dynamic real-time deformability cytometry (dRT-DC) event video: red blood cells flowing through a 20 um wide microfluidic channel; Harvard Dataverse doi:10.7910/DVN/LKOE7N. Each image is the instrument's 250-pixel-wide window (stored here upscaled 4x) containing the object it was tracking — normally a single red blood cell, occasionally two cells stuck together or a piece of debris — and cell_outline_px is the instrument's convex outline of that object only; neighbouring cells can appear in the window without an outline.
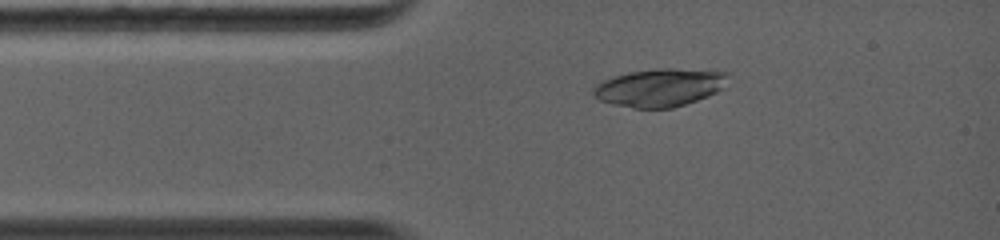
{"species": "common noctule bat (a hibernating species)", "species_latin": "Nyctalus noctula", "temperature_condition": "warm", "stored_images_in_passage": 2, "camera_frame_rate_fps": 5000, "um_per_image_px": 0.085, "animal": {"sex": "female", "body_mass_g": 19.0, "forearm_length_mm": 56.7}, "frame": {"image": 1, "passage_image": 1, "time_ms": 0.0, "image_size_px": [1000, 240], "cell_outline_px": [[732, 72], [720, 88], [716, 92], [708, 96], [672, 108], [632, 108], [612, 104], [600, 100], [592, 96], [592, 92], [596, 84], [604, 80], [628, 72], [656, 68], [716, 68]], "centroid_in_image_um": [56.14, 7.4], "position_along_channel_um": 28.9, "area_um2": 30.35}}